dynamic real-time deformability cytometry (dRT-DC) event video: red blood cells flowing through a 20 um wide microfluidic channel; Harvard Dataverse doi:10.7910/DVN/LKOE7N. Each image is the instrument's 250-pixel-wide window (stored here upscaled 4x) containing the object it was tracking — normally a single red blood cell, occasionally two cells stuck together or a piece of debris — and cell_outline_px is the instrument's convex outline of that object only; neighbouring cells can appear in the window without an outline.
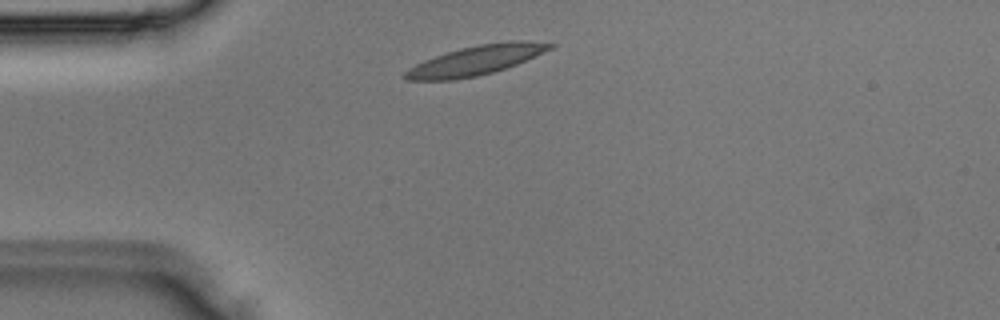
{"species": "Egyptian fruit bat (a non-hibernating species)", "species_latin": "Rousettus aegyptiacus", "temperature_condition": "room temperature", "stored_images_in_passage": 1, "camera_frame_rate_fps": 3000, "um_per_image_px": 0.085, "animal": {"sex": "male"}, "frame": {"image": 1, "passage_image": 1, "time_ms": 0.0, "image_size_px": [1000, 320], "cell_outline_px": [[556, 44], [552, 48], [516, 64], [492, 72], [476, 76], [452, 80], [404, 80], [404, 72], [408, 68], [424, 60], [460, 48], [480, 44], [508, 40], [524, 40]], "centroid_in_image_um": [40.43, 5.12], "position_along_channel_um": 44.6, "area_um2": 24.57}}